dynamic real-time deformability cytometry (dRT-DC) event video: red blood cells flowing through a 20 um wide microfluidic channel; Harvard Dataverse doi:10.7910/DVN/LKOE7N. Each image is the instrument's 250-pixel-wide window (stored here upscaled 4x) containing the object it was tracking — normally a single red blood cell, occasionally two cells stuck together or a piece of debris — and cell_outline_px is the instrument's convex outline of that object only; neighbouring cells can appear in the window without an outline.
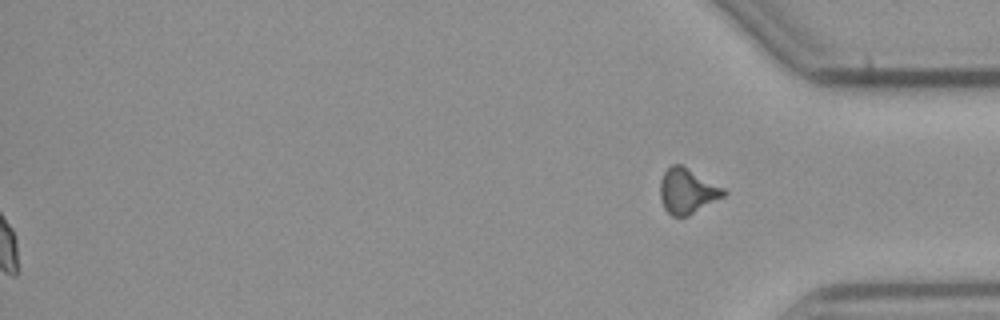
{"species": "common noctule bat (a hibernating species)", "species_latin": "Nyctalus noctula", "temperature_condition": "cold", "stored_images_in_passage": 40, "segment_of_instrument_passage": [2, 2], "camera_frame_rate_fps": 3000, "um_per_image_px": 0.085, "animal": {"sex": "male", "body_mass_g": 23.1, "forearm_length_mm": 52.7}, "frame": {"image": 1, "passage_image": 40, "time_ms": 13.0, "image_size_px": [1000, 320], "cell_outline_px": [[728, 192], [724, 196], [688, 216], [672, 216], [664, 208], [660, 200], [660, 180], [664, 172], [672, 164], [680, 164], [724, 188]], "centroid_in_image_um": [58.4, 16.25], "position_along_channel_um": 376.8, "area_um2": 16.59}}